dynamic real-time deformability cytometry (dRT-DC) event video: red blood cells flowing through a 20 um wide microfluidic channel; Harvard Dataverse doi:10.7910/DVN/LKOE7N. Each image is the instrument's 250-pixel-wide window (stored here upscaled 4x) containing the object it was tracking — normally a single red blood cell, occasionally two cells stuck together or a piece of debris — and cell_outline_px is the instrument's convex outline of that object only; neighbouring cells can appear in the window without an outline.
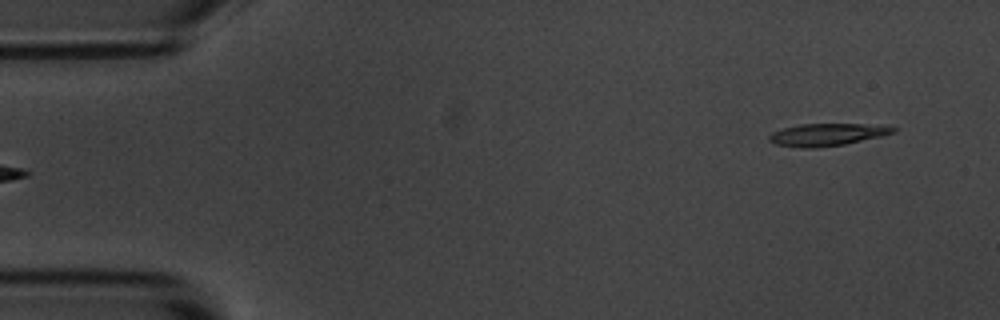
{"species": "common noctule bat (a hibernating species)", "species_latin": "Nyctalus noctula", "temperature_condition": "room temperature", "stored_images_in_passage": 2, "camera_frame_rate_fps": 3000, "um_per_image_px": 0.085, "animal": {"sex": "male", "body_mass_g": 20.1, "forearm_length_mm": 53.5}, "frame": {"image": 1, "passage_image": 2, "time_ms": 1.333, "image_size_px": [1000, 320], "cell_outline_px": [[896, 132], [880, 136], [844, 144], [812, 148], [800, 148], [776, 144], [768, 140], [768, 136], [772, 132], [784, 128], [800, 124], [864, 124], [896, 128]], "centroid_in_image_um": [70.23, 11.44], "position_along_channel_um": 14.8, "area_um2": 15.84}}